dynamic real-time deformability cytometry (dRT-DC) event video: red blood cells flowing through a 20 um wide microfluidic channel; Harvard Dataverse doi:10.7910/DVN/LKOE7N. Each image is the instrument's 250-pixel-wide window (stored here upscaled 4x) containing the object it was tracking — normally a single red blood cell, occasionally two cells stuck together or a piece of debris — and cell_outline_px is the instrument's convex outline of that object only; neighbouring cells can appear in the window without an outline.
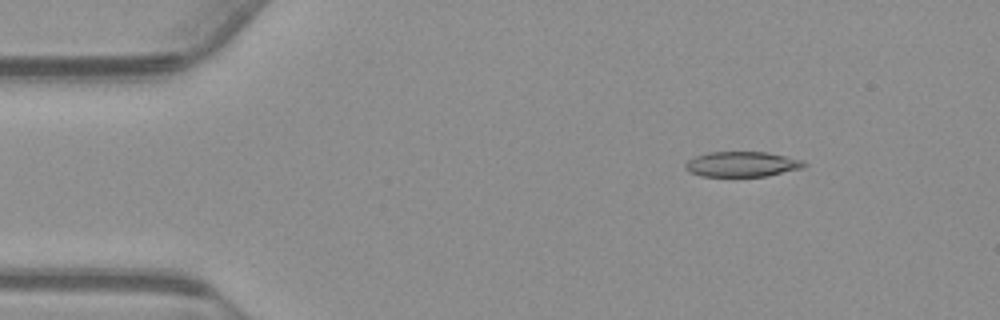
{"species": "common noctule bat (a hibernating species)", "species_latin": "Nyctalus noctula", "temperature_condition": "warm", "stored_images_in_passage": 55, "camera_frame_rate_fps": 3000, "um_per_image_px": 0.085, "animal": {"sex": "male", "body_mass_g": 23.1, "forearm_length_mm": 52.7}, "frame": {"image": 1, "passage_image": 7, "time_ms": 2.0, "image_size_px": [1000, 320], "cell_outline_px": [[808, 164], [804, 168], [768, 176], [700, 176], [688, 172], [684, 168], [684, 164], [688, 160], [696, 156], [708, 152], [768, 152], [804, 160]], "centroid_in_image_um": [63.09, 13.96], "position_along_channel_um": 21.9, "area_um2": 17.69}}
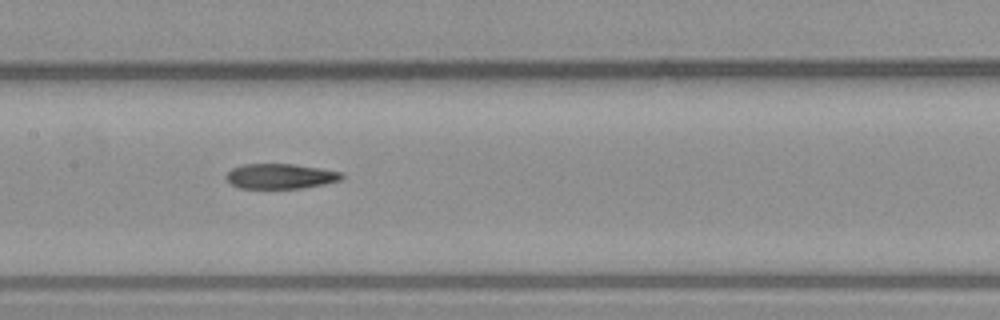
{"frame": {"image": 2, "passage_image": 26, "time_ms": 8.333, "image_size_px": [1000, 320], "cell_outline_px": [[344, 180], [324, 184], [300, 188], [240, 188], [232, 184], [224, 176], [232, 168], [244, 164], [292, 164], [320, 168], [340, 172], [344, 176]], "centroid_in_image_um": [23.85, 14.98], "position_along_channel_um": 183.6, "area_um2": 16.82}}
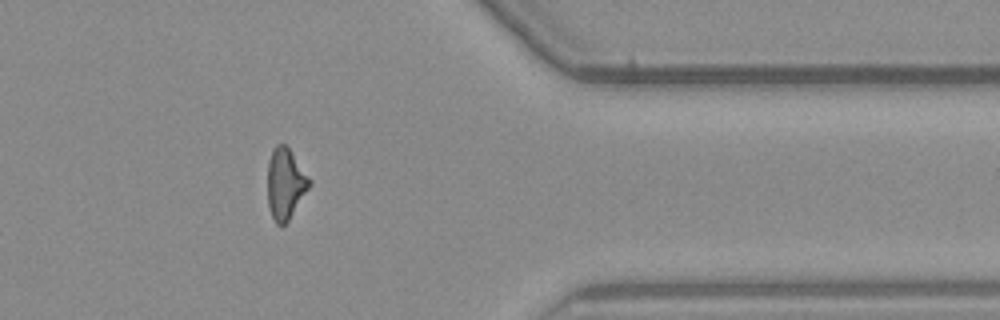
{"frame": {"image": 3, "passage_image": 44, "time_ms": 14.333, "image_size_px": [1000, 320], "cell_outline_px": [[312, 184], [288, 220], [284, 224], [276, 224], [272, 216], [268, 204], [268, 160], [272, 148], [276, 144], [284, 144], [288, 148], [312, 180]], "centroid_in_image_um": [24.26, 15.59], "position_along_channel_um": 387.1, "area_um2": 17.17}, "authors_computed_cell_mechanics": {"area_um2": 17.8602, "velocity_mm_per_s": 3.7308, "shape_relaxation_time_tau1_ms": null, "shape_relaxation_time_tau2_ms": 6.496, "deformation_change_tau1": null, "deformation_change_tau2": 0.1835}}